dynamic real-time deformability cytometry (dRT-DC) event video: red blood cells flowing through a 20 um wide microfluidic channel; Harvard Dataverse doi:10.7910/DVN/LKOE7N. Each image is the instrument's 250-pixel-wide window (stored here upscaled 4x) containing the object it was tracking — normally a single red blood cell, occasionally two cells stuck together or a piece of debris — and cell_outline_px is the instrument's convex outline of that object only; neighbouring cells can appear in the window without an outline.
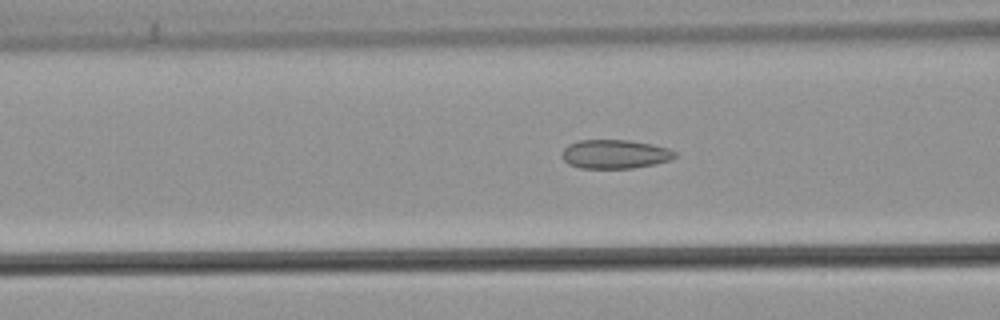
{"species": "common noctule bat (a hibernating species)", "species_latin": "Nyctalus noctula", "temperature_condition": "warm", "stored_images_in_passage": 38, "camera_frame_rate_fps": 3000, "um_per_image_px": 0.085, "animal": {"sex": "male", "body_mass_g": 21.5, "forearm_length_mm": 52.0}, "frame": {"image": 1, "passage_image": 11, "time_ms": 3.333, "image_size_px": [1000, 320], "cell_outline_px": [[676, 156], [672, 160], [656, 164], [632, 168], [580, 168], [568, 164], [560, 156], [564, 148], [568, 144], [580, 140], [628, 140], [652, 144], [668, 148], [676, 152]], "centroid_in_image_um": [52.27, 13.1], "position_along_channel_um": 114.3, "area_um2": 19.19}}
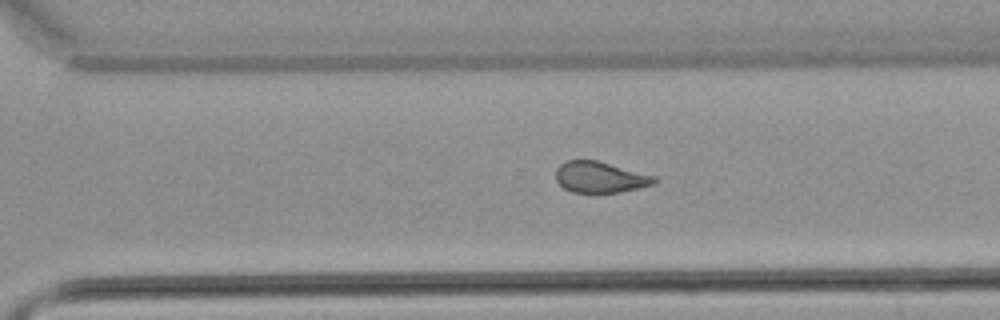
{"frame": {"image": 2, "passage_image": 27, "time_ms": 8.667, "image_size_px": [1000, 320], "cell_outline_px": [[656, 180], [652, 184], [620, 192], [572, 192], [564, 188], [556, 180], [556, 168], [564, 160], [596, 160], [656, 176]], "centroid_in_image_um": [50.96, 15.04], "position_along_channel_um": 319.6, "area_um2": 17.63}}
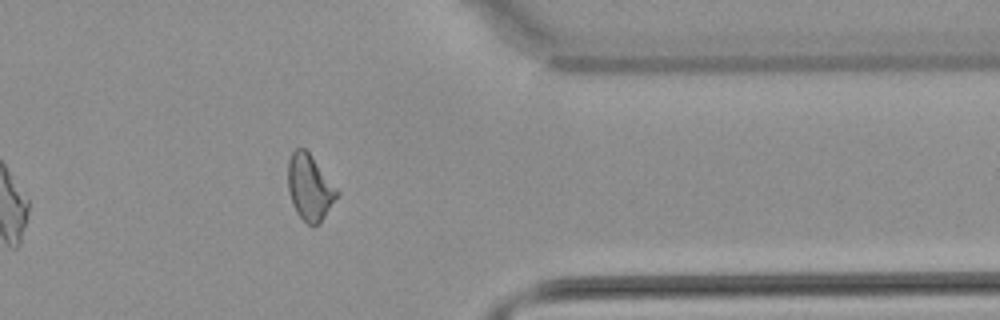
{"frame": {"image": 3, "passage_image": 33, "time_ms": 10.667, "image_size_px": [1000, 320], "cell_outline_px": [[340, 192], [320, 224], [312, 228], [296, 212], [292, 204], [288, 192], [288, 160], [292, 152], [296, 148], [304, 148], [312, 156]], "centroid_in_image_um": [26.32, 15.95], "position_along_channel_um": 385.1, "area_um2": 18.9}, "authors_computed_cell_mechanics": {"area_um2": 18.7272, "velocity_mm_per_s": 3.8554, "shape_relaxation_time_tau1_ms": null, "shape_relaxation_time_tau2_ms": 1.586, "deformation_change_tau1": null, "deformation_change_tau2": 0.0836}}